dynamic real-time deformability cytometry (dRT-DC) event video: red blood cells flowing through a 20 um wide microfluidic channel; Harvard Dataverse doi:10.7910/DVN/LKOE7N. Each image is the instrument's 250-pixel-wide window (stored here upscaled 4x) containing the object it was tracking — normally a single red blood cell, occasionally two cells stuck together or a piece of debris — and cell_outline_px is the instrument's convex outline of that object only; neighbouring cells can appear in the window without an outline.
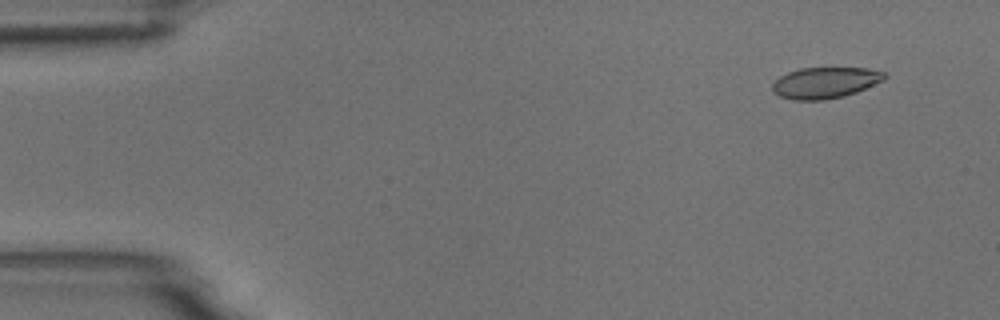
{"species": "common noctule bat (a hibernating species)", "species_latin": "Nyctalus noctula", "temperature_condition": "room temperature", "stored_images_in_passage": 7, "camera_frame_rate_fps": 3000, "um_per_image_px": 0.085, "animal": {"sex": "male", "body_mass_g": 18.8}, "frame": {"image": 1, "passage_image": 1, "time_ms": 0.0, "image_size_px": [1000, 320], "cell_outline_px": [[888, 76], [884, 80], [856, 92], [844, 96], [824, 100], [792, 100], [780, 96], [772, 92], [772, 84], [780, 76], [788, 72], [800, 68], [868, 68], [884, 72]], "centroid_in_image_um": [70.13, 7.03], "position_along_channel_um": 14.9, "area_um2": 20.4}}
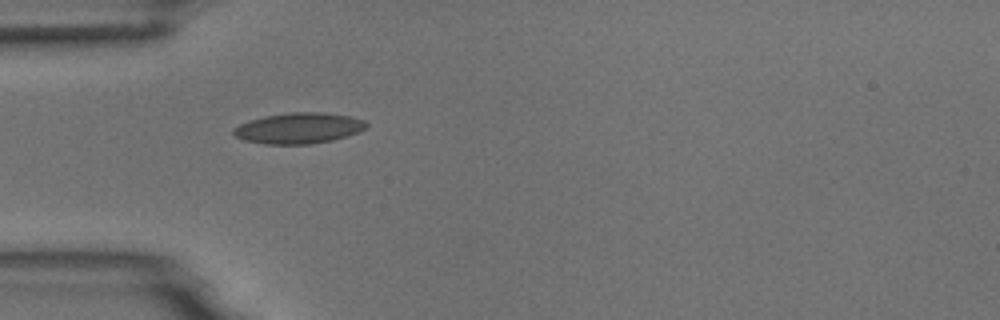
{"frame": {"image": 2, "passage_image": 4, "time_ms": 4.0, "image_size_px": [1000, 320], "cell_outline_px": [[368, 124], [360, 132], [332, 140], [308, 144], [264, 144], [244, 140], [236, 136], [232, 132], [232, 128], [240, 124], [264, 116], [292, 112], [320, 112], [348, 116], [364, 120]], "centroid_in_image_um": [25.38, 10.9], "position_along_channel_um": 59.6, "area_um2": 23.64}}